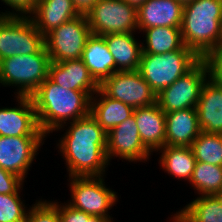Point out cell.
Returning a JSON list of instances; mask_svg holds the SVG:
<instances>
[{
  "instance_id": "cell-1",
  "label": "cell",
  "mask_w": 222,
  "mask_h": 222,
  "mask_svg": "<svg viewBox=\"0 0 222 222\" xmlns=\"http://www.w3.org/2000/svg\"><path fill=\"white\" fill-rule=\"evenodd\" d=\"M57 131L63 132L55 147L65 161L66 177L106 176L112 165L106 156L107 132L91 114Z\"/></svg>"
},
{
  "instance_id": "cell-2",
  "label": "cell",
  "mask_w": 222,
  "mask_h": 222,
  "mask_svg": "<svg viewBox=\"0 0 222 222\" xmlns=\"http://www.w3.org/2000/svg\"><path fill=\"white\" fill-rule=\"evenodd\" d=\"M39 128L50 133L90 114L91 96L86 91L65 89L49 77L31 95Z\"/></svg>"
},
{
  "instance_id": "cell-3",
  "label": "cell",
  "mask_w": 222,
  "mask_h": 222,
  "mask_svg": "<svg viewBox=\"0 0 222 222\" xmlns=\"http://www.w3.org/2000/svg\"><path fill=\"white\" fill-rule=\"evenodd\" d=\"M184 45L200 59L222 46V0L184 4L180 27Z\"/></svg>"
},
{
  "instance_id": "cell-4",
  "label": "cell",
  "mask_w": 222,
  "mask_h": 222,
  "mask_svg": "<svg viewBox=\"0 0 222 222\" xmlns=\"http://www.w3.org/2000/svg\"><path fill=\"white\" fill-rule=\"evenodd\" d=\"M50 56L45 46L29 55L0 60V87H12L14 96H31L48 78Z\"/></svg>"
},
{
  "instance_id": "cell-5",
  "label": "cell",
  "mask_w": 222,
  "mask_h": 222,
  "mask_svg": "<svg viewBox=\"0 0 222 222\" xmlns=\"http://www.w3.org/2000/svg\"><path fill=\"white\" fill-rule=\"evenodd\" d=\"M200 58L185 45L164 54L141 53L138 71L156 95L189 71Z\"/></svg>"
},
{
  "instance_id": "cell-6",
  "label": "cell",
  "mask_w": 222,
  "mask_h": 222,
  "mask_svg": "<svg viewBox=\"0 0 222 222\" xmlns=\"http://www.w3.org/2000/svg\"><path fill=\"white\" fill-rule=\"evenodd\" d=\"M106 178V176L67 177L71 199L66 203L91 216H100L115 222L110 210L120 201L119 194L112 187L106 186Z\"/></svg>"
},
{
  "instance_id": "cell-7",
  "label": "cell",
  "mask_w": 222,
  "mask_h": 222,
  "mask_svg": "<svg viewBox=\"0 0 222 222\" xmlns=\"http://www.w3.org/2000/svg\"><path fill=\"white\" fill-rule=\"evenodd\" d=\"M208 78L207 62L200 59L173 84L162 89L156 96V103L164 113L196 108L201 89Z\"/></svg>"
},
{
  "instance_id": "cell-8",
  "label": "cell",
  "mask_w": 222,
  "mask_h": 222,
  "mask_svg": "<svg viewBox=\"0 0 222 222\" xmlns=\"http://www.w3.org/2000/svg\"><path fill=\"white\" fill-rule=\"evenodd\" d=\"M44 46V35L30 17L0 15V60L38 53Z\"/></svg>"
},
{
  "instance_id": "cell-9",
  "label": "cell",
  "mask_w": 222,
  "mask_h": 222,
  "mask_svg": "<svg viewBox=\"0 0 222 222\" xmlns=\"http://www.w3.org/2000/svg\"><path fill=\"white\" fill-rule=\"evenodd\" d=\"M137 8L123 0H97L86 17L92 34L138 32Z\"/></svg>"
},
{
  "instance_id": "cell-10",
  "label": "cell",
  "mask_w": 222,
  "mask_h": 222,
  "mask_svg": "<svg viewBox=\"0 0 222 222\" xmlns=\"http://www.w3.org/2000/svg\"><path fill=\"white\" fill-rule=\"evenodd\" d=\"M86 14L66 21L44 36L46 51L52 62L81 59L88 37L91 35Z\"/></svg>"
},
{
  "instance_id": "cell-11",
  "label": "cell",
  "mask_w": 222,
  "mask_h": 222,
  "mask_svg": "<svg viewBox=\"0 0 222 222\" xmlns=\"http://www.w3.org/2000/svg\"><path fill=\"white\" fill-rule=\"evenodd\" d=\"M99 88L108 97L130 105L134 109L156 103V93L142 78L138 70L115 72L106 78L99 85Z\"/></svg>"
},
{
  "instance_id": "cell-12",
  "label": "cell",
  "mask_w": 222,
  "mask_h": 222,
  "mask_svg": "<svg viewBox=\"0 0 222 222\" xmlns=\"http://www.w3.org/2000/svg\"><path fill=\"white\" fill-rule=\"evenodd\" d=\"M152 155L140 139L134 115L107 133L106 156L110 164L116 158L130 164L146 163Z\"/></svg>"
},
{
  "instance_id": "cell-13",
  "label": "cell",
  "mask_w": 222,
  "mask_h": 222,
  "mask_svg": "<svg viewBox=\"0 0 222 222\" xmlns=\"http://www.w3.org/2000/svg\"><path fill=\"white\" fill-rule=\"evenodd\" d=\"M48 137L0 136V168L26 182L32 164ZM40 149V150H39ZM35 160V161H34Z\"/></svg>"
},
{
  "instance_id": "cell-14",
  "label": "cell",
  "mask_w": 222,
  "mask_h": 222,
  "mask_svg": "<svg viewBox=\"0 0 222 222\" xmlns=\"http://www.w3.org/2000/svg\"><path fill=\"white\" fill-rule=\"evenodd\" d=\"M13 97L15 106H0V136L48 137L38 126L31 96Z\"/></svg>"
},
{
  "instance_id": "cell-15",
  "label": "cell",
  "mask_w": 222,
  "mask_h": 222,
  "mask_svg": "<svg viewBox=\"0 0 222 222\" xmlns=\"http://www.w3.org/2000/svg\"><path fill=\"white\" fill-rule=\"evenodd\" d=\"M48 77L65 89L86 91L91 97L99 89V84L81 59L51 61Z\"/></svg>"
},
{
  "instance_id": "cell-16",
  "label": "cell",
  "mask_w": 222,
  "mask_h": 222,
  "mask_svg": "<svg viewBox=\"0 0 222 222\" xmlns=\"http://www.w3.org/2000/svg\"><path fill=\"white\" fill-rule=\"evenodd\" d=\"M184 5L178 0H147L137 9L138 29L181 27Z\"/></svg>"
},
{
  "instance_id": "cell-17",
  "label": "cell",
  "mask_w": 222,
  "mask_h": 222,
  "mask_svg": "<svg viewBox=\"0 0 222 222\" xmlns=\"http://www.w3.org/2000/svg\"><path fill=\"white\" fill-rule=\"evenodd\" d=\"M133 115L143 145L153 154L166 145L165 113L157 103L135 108Z\"/></svg>"
},
{
  "instance_id": "cell-18",
  "label": "cell",
  "mask_w": 222,
  "mask_h": 222,
  "mask_svg": "<svg viewBox=\"0 0 222 222\" xmlns=\"http://www.w3.org/2000/svg\"><path fill=\"white\" fill-rule=\"evenodd\" d=\"M201 131L222 134V86L208 78L197 104Z\"/></svg>"
},
{
  "instance_id": "cell-19",
  "label": "cell",
  "mask_w": 222,
  "mask_h": 222,
  "mask_svg": "<svg viewBox=\"0 0 222 222\" xmlns=\"http://www.w3.org/2000/svg\"><path fill=\"white\" fill-rule=\"evenodd\" d=\"M166 145L190 147L201 133L196 108L165 113Z\"/></svg>"
},
{
  "instance_id": "cell-20",
  "label": "cell",
  "mask_w": 222,
  "mask_h": 222,
  "mask_svg": "<svg viewBox=\"0 0 222 222\" xmlns=\"http://www.w3.org/2000/svg\"><path fill=\"white\" fill-rule=\"evenodd\" d=\"M80 13L72 0H37L34 12L29 16L44 36Z\"/></svg>"
},
{
  "instance_id": "cell-21",
  "label": "cell",
  "mask_w": 222,
  "mask_h": 222,
  "mask_svg": "<svg viewBox=\"0 0 222 222\" xmlns=\"http://www.w3.org/2000/svg\"><path fill=\"white\" fill-rule=\"evenodd\" d=\"M136 34L139 33H111L104 35L106 45L116 65V72L138 70L142 45L139 35Z\"/></svg>"
},
{
  "instance_id": "cell-22",
  "label": "cell",
  "mask_w": 222,
  "mask_h": 222,
  "mask_svg": "<svg viewBox=\"0 0 222 222\" xmlns=\"http://www.w3.org/2000/svg\"><path fill=\"white\" fill-rule=\"evenodd\" d=\"M81 60L99 85L116 72V65L104 36L91 34L88 37Z\"/></svg>"
},
{
  "instance_id": "cell-23",
  "label": "cell",
  "mask_w": 222,
  "mask_h": 222,
  "mask_svg": "<svg viewBox=\"0 0 222 222\" xmlns=\"http://www.w3.org/2000/svg\"><path fill=\"white\" fill-rule=\"evenodd\" d=\"M133 112V107L108 97L100 88L91 97L90 114L107 133L131 117Z\"/></svg>"
},
{
  "instance_id": "cell-24",
  "label": "cell",
  "mask_w": 222,
  "mask_h": 222,
  "mask_svg": "<svg viewBox=\"0 0 222 222\" xmlns=\"http://www.w3.org/2000/svg\"><path fill=\"white\" fill-rule=\"evenodd\" d=\"M161 153V154H160ZM155 154H159L158 164L167 175L184 181L186 185L192 178L196 164L195 156L190 147L168 146L160 148Z\"/></svg>"
},
{
  "instance_id": "cell-25",
  "label": "cell",
  "mask_w": 222,
  "mask_h": 222,
  "mask_svg": "<svg viewBox=\"0 0 222 222\" xmlns=\"http://www.w3.org/2000/svg\"><path fill=\"white\" fill-rule=\"evenodd\" d=\"M142 35V52L152 54H164L179 50L184 46L182 33L178 27H153L138 29Z\"/></svg>"
},
{
  "instance_id": "cell-26",
  "label": "cell",
  "mask_w": 222,
  "mask_h": 222,
  "mask_svg": "<svg viewBox=\"0 0 222 222\" xmlns=\"http://www.w3.org/2000/svg\"><path fill=\"white\" fill-rule=\"evenodd\" d=\"M191 222H222L220 195L196 196L179 209Z\"/></svg>"
},
{
  "instance_id": "cell-27",
  "label": "cell",
  "mask_w": 222,
  "mask_h": 222,
  "mask_svg": "<svg viewBox=\"0 0 222 222\" xmlns=\"http://www.w3.org/2000/svg\"><path fill=\"white\" fill-rule=\"evenodd\" d=\"M190 188L195 195H220L222 192V166H216L204 162H196Z\"/></svg>"
},
{
  "instance_id": "cell-28",
  "label": "cell",
  "mask_w": 222,
  "mask_h": 222,
  "mask_svg": "<svg viewBox=\"0 0 222 222\" xmlns=\"http://www.w3.org/2000/svg\"><path fill=\"white\" fill-rule=\"evenodd\" d=\"M190 148L196 162L222 166V134L201 131Z\"/></svg>"
},
{
  "instance_id": "cell-29",
  "label": "cell",
  "mask_w": 222,
  "mask_h": 222,
  "mask_svg": "<svg viewBox=\"0 0 222 222\" xmlns=\"http://www.w3.org/2000/svg\"><path fill=\"white\" fill-rule=\"evenodd\" d=\"M22 187L17 193L0 194V222H25L29 204L20 194Z\"/></svg>"
},
{
  "instance_id": "cell-30",
  "label": "cell",
  "mask_w": 222,
  "mask_h": 222,
  "mask_svg": "<svg viewBox=\"0 0 222 222\" xmlns=\"http://www.w3.org/2000/svg\"><path fill=\"white\" fill-rule=\"evenodd\" d=\"M25 222H61L58 209L48 200L39 198L30 206Z\"/></svg>"
},
{
  "instance_id": "cell-31",
  "label": "cell",
  "mask_w": 222,
  "mask_h": 222,
  "mask_svg": "<svg viewBox=\"0 0 222 222\" xmlns=\"http://www.w3.org/2000/svg\"><path fill=\"white\" fill-rule=\"evenodd\" d=\"M0 2L8 7L3 10L5 12L0 11V15L29 17L35 10L37 0H0Z\"/></svg>"
},
{
  "instance_id": "cell-32",
  "label": "cell",
  "mask_w": 222,
  "mask_h": 222,
  "mask_svg": "<svg viewBox=\"0 0 222 222\" xmlns=\"http://www.w3.org/2000/svg\"><path fill=\"white\" fill-rule=\"evenodd\" d=\"M204 60L209 69V78L222 86V46L212 50Z\"/></svg>"
},
{
  "instance_id": "cell-33",
  "label": "cell",
  "mask_w": 222,
  "mask_h": 222,
  "mask_svg": "<svg viewBox=\"0 0 222 222\" xmlns=\"http://www.w3.org/2000/svg\"><path fill=\"white\" fill-rule=\"evenodd\" d=\"M24 184L22 178L0 168V194L17 193Z\"/></svg>"
},
{
  "instance_id": "cell-34",
  "label": "cell",
  "mask_w": 222,
  "mask_h": 222,
  "mask_svg": "<svg viewBox=\"0 0 222 222\" xmlns=\"http://www.w3.org/2000/svg\"><path fill=\"white\" fill-rule=\"evenodd\" d=\"M57 209L60 214L61 222H82V217H90L84 211L77 210L69 206L65 201L58 202L57 199L49 200Z\"/></svg>"
},
{
  "instance_id": "cell-35",
  "label": "cell",
  "mask_w": 222,
  "mask_h": 222,
  "mask_svg": "<svg viewBox=\"0 0 222 222\" xmlns=\"http://www.w3.org/2000/svg\"><path fill=\"white\" fill-rule=\"evenodd\" d=\"M97 0H72L75 8L80 14H87Z\"/></svg>"
},
{
  "instance_id": "cell-36",
  "label": "cell",
  "mask_w": 222,
  "mask_h": 222,
  "mask_svg": "<svg viewBox=\"0 0 222 222\" xmlns=\"http://www.w3.org/2000/svg\"><path fill=\"white\" fill-rule=\"evenodd\" d=\"M169 219V220H168ZM191 222L180 210H177L175 213L172 212L167 222Z\"/></svg>"
},
{
  "instance_id": "cell-37",
  "label": "cell",
  "mask_w": 222,
  "mask_h": 222,
  "mask_svg": "<svg viewBox=\"0 0 222 222\" xmlns=\"http://www.w3.org/2000/svg\"><path fill=\"white\" fill-rule=\"evenodd\" d=\"M82 222H112V221L100 216H90V217H82Z\"/></svg>"
},
{
  "instance_id": "cell-38",
  "label": "cell",
  "mask_w": 222,
  "mask_h": 222,
  "mask_svg": "<svg viewBox=\"0 0 222 222\" xmlns=\"http://www.w3.org/2000/svg\"><path fill=\"white\" fill-rule=\"evenodd\" d=\"M123 1H126L129 5H132V6H134L135 8L138 9L147 0H123Z\"/></svg>"
},
{
  "instance_id": "cell-39",
  "label": "cell",
  "mask_w": 222,
  "mask_h": 222,
  "mask_svg": "<svg viewBox=\"0 0 222 222\" xmlns=\"http://www.w3.org/2000/svg\"><path fill=\"white\" fill-rule=\"evenodd\" d=\"M179 2H181L183 5L186 4V3H189L190 1L192 0H178Z\"/></svg>"
}]
</instances>
